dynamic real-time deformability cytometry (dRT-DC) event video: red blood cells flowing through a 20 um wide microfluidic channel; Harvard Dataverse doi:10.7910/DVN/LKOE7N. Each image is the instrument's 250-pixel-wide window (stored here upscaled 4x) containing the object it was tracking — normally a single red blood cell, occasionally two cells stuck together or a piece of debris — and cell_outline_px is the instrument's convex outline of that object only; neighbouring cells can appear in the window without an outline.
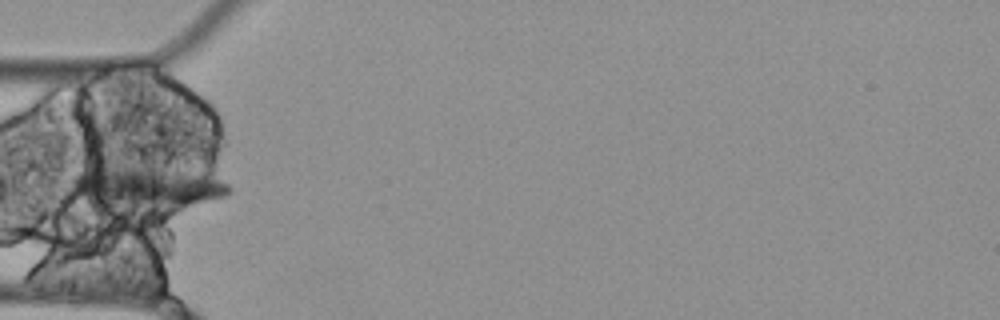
{"species": "Egyptian fruit bat (a non-hibernating species)", "species_latin": "Rousettus aegyptiacus", "temperature_condition": "cold", "stored_images_in_passage": 5, "camera_frame_rate_fps": 3000, "um_per_image_px": 0.085, "animal": {"sex": "female"}, "frame": {"image": 1, "passage_image": 5, "time_ms": 1.333, "image_size_px": [1000, 320], "cell_outline_px": [[232, 192], [224, 196], [172, 212], [108, 204], [84, 196], [72, 184], [72, 180], [76, 172], [80, 168], [204, 172], [228, 184], [232, 188]], "centroid_in_image_um": [12.71, 15.98], "position_along_channel_um": 72.3, "area_um2": 36.65}}